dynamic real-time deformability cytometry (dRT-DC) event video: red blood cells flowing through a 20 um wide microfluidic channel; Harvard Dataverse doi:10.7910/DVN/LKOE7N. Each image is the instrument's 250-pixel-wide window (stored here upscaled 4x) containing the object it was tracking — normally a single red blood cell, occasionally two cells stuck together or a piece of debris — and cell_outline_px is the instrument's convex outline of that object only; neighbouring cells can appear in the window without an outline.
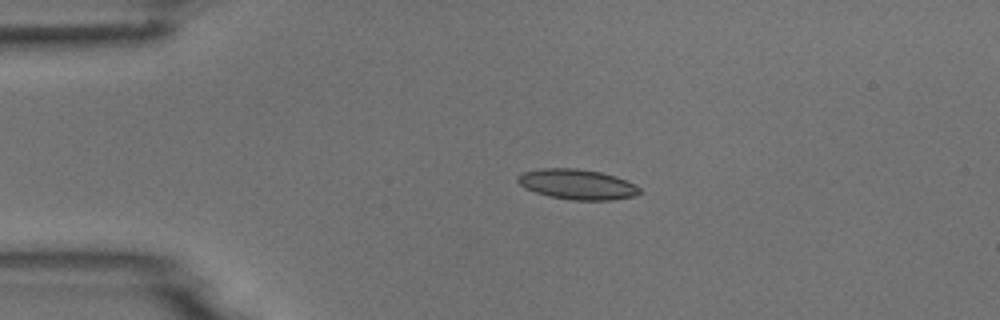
{"species": "common noctule bat (a hibernating species)", "species_latin": "Nyctalus noctula", "temperature_condition": "room temperature", "stored_images_in_passage": 4, "camera_frame_rate_fps": 3000, "um_per_image_px": 0.085, "animal": {"sex": "male", "body_mass_g": 18.8}, "frame": {"image": 1, "passage_image": 3, "time_ms": 3.333, "image_size_px": [1000, 320], "cell_outline_px": [[644, 192], [636, 196], [612, 200], [572, 200], [548, 196], [524, 188], [516, 180], [516, 176], [524, 172], [540, 168], [576, 168], [600, 172], [616, 176], [636, 184]], "centroid_in_image_um": [49.09, 15.67], "position_along_channel_um": 35.9, "area_um2": 21.73}}